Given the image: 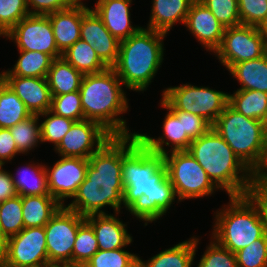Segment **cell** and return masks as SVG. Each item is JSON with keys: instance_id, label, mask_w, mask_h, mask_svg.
Returning a JSON list of instances; mask_svg holds the SVG:
<instances>
[{"instance_id": "cell-16", "label": "cell", "mask_w": 267, "mask_h": 267, "mask_svg": "<svg viewBox=\"0 0 267 267\" xmlns=\"http://www.w3.org/2000/svg\"><path fill=\"white\" fill-rule=\"evenodd\" d=\"M82 2L80 38L95 49L99 58L112 67L118 59L120 41L105 27L96 12Z\"/></svg>"}, {"instance_id": "cell-20", "label": "cell", "mask_w": 267, "mask_h": 267, "mask_svg": "<svg viewBox=\"0 0 267 267\" xmlns=\"http://www.w3.org/2000/svg\"><path fill=\"white\" fill-rule=\"evenodd\" d=\"M118 214H92L85 217L95 232L99 250L125 248L133 242L126 223L117 218Z\"/></svg>"}, {"instance_id": "cell-26", "label": "cell", "mask_w": 267, "mask_h": 267, "mask_svg": "<svg viewBox=\"0 0 267 267\" xmlns=\"http://www.w3.org/2000/svg\"><path fill=\"white\" fill-rule=\"evenodd\" d=\"M62 205L51 195L22 197L24 228L44 227Z\"/></svg>"}, {"instance_id": "cell-11", "label": "cell", "mask_w": 267, "mask_h": 267, "mask_svg": "<svg viewBox=\"0 0 267 267\" xmlns=\"http://www.w3.org/2000/svg\"><path fill=\"white\" fill-rule=\"evenodd\" d=\"M85 216L65 205L44 226L49 265L72 263V253L79 226Z\"/></svg>"}, {"instance_id": "cell-1", "label": "cell", "mask_w": 267, "mask_h": 267, "mask_svg": "<svg viewBox=\"0 0 267 267\" xmlns=\"http://www.w3.org/2000/svg\"><path fill=\"white\" fill-rule=\"evenodd\" d=\"M123 207L144 226L166 215L176 200L163 155L149 150L138 135L123 136Z\"/></svg>"}, {"instance_id": "cell-49", "label": "cell", "mask_w": 267, "mask_h": 267, "mask_svg": "<svg viewBox=\"0 0 267 267\" xmlns=\"http://www.w3.org/2000/svg\"><path fill=\"white\" fill-rule=\"evenodd\" d=\"M254 183L267 185V139L264 158L261 165L254 172Z\"/></svg>"}, {"instance_id": "cell-4", "label": "cell", "mask_w": 267, "mask_h": 267, "mask_svg": "<svg viewBox=\"0 0 267 267\" xmlns=\"http://www.w3.org/2000/svg\"><path fill=\"white\" fill-rule=\"evenodd\" d=\"M187 152L202 166L213 184L225 190L229 197L247 195L254 184V173L213 128L192 140Z\"/></svg>"}, {"instance_id": "cell-31", "label": "cell", "mask_w": 267, "mask_h": 267, "mask_svg": "<svg viewBox=\"0 0 267 267\" xmlns=\"http://www.w3.org/2000/svg\"><path fill=\"white\" fill-rule=\"evenodd\" d=\"M62 57L84 75L99 73L108 68L95 49L81 38L65 50Z\"/></svg>"}, {"instance_id": "cell-21", "label": "cell", "mask_w": 267, "mask_h": 267, "mask_svg": "<svg viewBox=\"0 0 267 267\" xmlns=\"http://www.w3.org/2000/svg\"><path fill=\"white\" fill-rule=\"evenodd\" d=\"M131 4L132 0H98L93 8L107 30L119 41L129 38L141 28L132 25Z\"/></svg>"}, {"instance_id": "cell-22", "label": "cell", "mask_w": 267, "mask_h": 267, "mask_svg": "<svg viewBox=\"0 0 267 267\" xmlns=\"http://www.w3.org/2000/svg\"><path fill=\"white\" fill-rule=\"evenodd\" d=\"M50 19L58 50L63 53L80 39L82 0L69 8L47 15Z\"/></svg>"}, {"instance_id": "cell-36", "label": "cell", "mask_w": 267, "mask_h": 267, "mask_svg": "<svg viewBox=\"0 0 267 267\" xmlns=\"http://www.w3.org/2000/svg\"><path fill=\"white\" fill-rule=\"evenodd\" d=\"M85 265L86 267H138L139 256L123 248L98 250Z\"/></svg>"}, {"instance_id": "cell-34", "label": "cell", "mask_w": 267, "mask_h": 267, "mask_svg": "<svg viewBox=\"0 0 267 267\" xmlns=\"http://www.w3.org/2000/svg\"><path fill=\"white\" fill-rule=\"evenodd\" d=\"M24 228L22 197L17 195L0 203V233L7 239Z\"/></svg>"}, {"instance_id": "cell-10", "label": "cell", "mask_w": 267, "mask_h": 267, "mask_svg": "<svg viewBox=\"0 0 267 267\" xmlns=\"http://www.w3.org/2000/svg\"><path fill=\"white\" fill-rule=\"evenodd\" d=\"M267 53V43L260 27L240 24L225 28L220 47L214 55L228 70L233 64L254 60Z\"/></svg>"}, {"instance_id": "cell-42", "label": "cell", "mask_w": 267, "mask_h": 267, "mask_svg": "<svg viewBox=\"0 0 267 267\" xmlns=\"http://www.w3.org/2000/svg\"><path fill=\"white\" fill-rule=\"evenodd\" d=\"M226 28L241 24L238 0H199Z\"/></svg>"}, {"instance_id": "cell-50", "label": "cell", "mask_w": 267, "mask_h": 267, "mask_svg": "<svg viewBox=\"0 0 267 267\" xmlns=\"http://www.w3.org/2000/svg\"><path fill=\"white\" fill-rule=\"evenodd\" d=\"M5 244L6 239L0 233V265L2 264L5 255Z\"/></svg>"}, {"instance_id": "cell-12", "label": "cell", "mask_w": 267, "mask_h": 267, "mask_svg": "<svg viewBox=\"0 0 267 267\" xmlns=\"http://www.w3.org/2000/svg\"><path fill=\"white\" fill-rule=\"evenodd\" d=\"M49 266L44 227L23 228L6 239L0 267Z\"/></svg>"}, {"instance_id": "cell-24", "label": "cell", "mask_w": 267, "mask_h": 267, "mask_svg": "<svg viewBox=\"0 0 267 267\" xmlns=\"http://www.w3.org/2000/svg\"><path fill=\"white\" fill-rule=\"evenodd\" d=\"M199 240V236L197 238L194 235L188 240L159 252L147 261L139 257L138 267H192Z\"/></svg>"}, {"instance_id": "cell-28", "label": "cell", "mask_w": 267, "mask_h": 267, "mask_svg": "<svg viewBox=\"0 0 267 267\" xmlns=\"http://www.w3.org/2000/svg\"><path fill=\"white\" fill-rule=\"evenodd\" d=\"M10 174L19 196L50 195L45 164L29 163L22 170L20 168L15 174Z\"/></svg>"}, {"instance_id": "cell-40", "label": "cell", "mask_w": 267, "mask_h": 267, "mask_svg": "<svg viewBox=\"0 0 267 267\" xmlns=\"http://www.w3.org/2000/svg\"><path fill=\"white\" fill-rule=\"evenodd\" d=\"M53 113L70 118L74 121L84 120L80 91L52 96L51 109Z\"/></svg>"}, {"instance_id": "cell-51", "label": "cell", "mask_w": 267, "mask_h": 267, "mask_svg": "<svg viewBox=\"0 0 267 267\" xmlns=\"http://www.w3.org/2000/svg\"><path fill=\"white\" fill-rule=\"evenodd\" d=\"M48 267H86L85 264H60V265H49Z\"/></svg>"}, {"instance_id": "cell-15", "label": "cell", "mask_w": 267, "mask_h": 267, "mask_svg": "<svg viewBox=\"0 0 267 267\" xmlns=\"http://www.w3.org/2000/svg\"><path fill=\"white\" fill-rule=\"evenodd\" d=\"M88 164V159L61 156L52 167L45 165L49 194L61 205H66L65 199L73 198L84 181Z\"/></svg>"}, {"instance_id": "cell-47", "label": "cell", "mask_w": 267, "mask_h": 267, "mask_svg": "<svg viewBox=\"0 0 267 267\" xmlns=\"http://www.w3.org/2000/svg\"><path fill=\"white\" fill-rule=\"evenodd\" d=\"M247 195L258 206L263 219L265 233L267 234V185L254 183Z\"/></svg>"}, {"instance_id": "cell-37", "label": "cell", "mask_w": 267, "mask_h": 267, "mask_svg": "<svg viewBox=\"0 0 267 267\" xmlns=\"http://www.w3.org/2000/svg\"><path fill=\"white\" fill-rule=\"evenodd\" d=\"M99 250L95 232L85 220L78 228L72 253V264H86Z\"/></svg>"}, {"instance_id": "cell-7", "label": "cell", "mask_w": 267, "mask_h": 267, "mask_svg": "<svg viewBox=\"0 0 267 267\" xmlns=\"http://www.w3.org/2000/svg\"><path fill=\"white\" fill-rule=\"evenodd\" d=\"M212 128L254 173L264 158L267 124L242 115L228 104Z\"/></svg>"}, {"instance_id": "cell-9", "label": "cell", "mask_w": 267, "mask_h": 267, "mask_svg": "<svg viewBox=\"0 0 267 267\" xmlns=\"http://www.w3.org/2000/svg\"><path fill=\"white\" fill-rule=\"evenodd\" d=\"M163 164L166 166L167 176L174 187L178 202L208 197L219 190L202 166L187 151L168 152L163 156Z\"/></svg>"}, {"instance_id": "cell-29", "label": "cell", "mask_w": 267, "mask_h": 267, "mask_svg": "<svg viewBox=\"0 0 267 267\" xmlns=\"http://www.w3.org/2000/svg\"><path fill=\"white\" fill-rule=\"evenodd\" d=\"M242 115L267 124V93L256 90H236L229 93V103Z\"/></svg>"}, {"instance_id": "cell-30", "label": "cell", "mask_w": 267, "mask_h": 267, "mask_svg": "<svg viewBox=\"0 0 267 267\" xmlns=\"http://www.w3.org/2000/svg\"><path fill=\"white\" fill-rule=\"evenodd\" d=\"M20 56L13 68L0 75L46 78L54 60L49 54L38 51L18 50Z\"/></svg>"}, {"instance_id": "cell-52", "label": "cell", "mask_w": 267, "mask_h": 267, "mask_svg": "<svg viewBox=\"0 0 267 267\" xmlns=\"http://www.w3.org/2000/svg\"><path fill=\"white\" fill-rule=\"evenodd\" d=\"M265 40L267 41V21L260 27Z\"/></svg>"}, {"instance_id": "cell-6", "label": "cell", "mask_w": 267, "mask_h": 267, "mask_svg": "<svg viewBox=\"0 0 267 267\" xmlns=\"http://www.w3.org/2000/svg\"><path fill=\"white\" fill-rule=\"evenodd\" d=\"M229 203L215 214L213 238L220 246L236 253L265 234L256 203L248 196H230Z\"/></svg>"}, {"instance_id": "cell-35", "label": "cell", "mask_w": 267, "mask_h": 267, "mask_svg": "<svg viewBox=\"0 0 267 267\" xmlns=\"http://www.w3.org/2000/svg\"><path fill=\"white\" fill-rule=\"evenodd\" d=\"M38 116L46 117L44 121L40 123L41 142L54 144V149L59 145L62 138L75 122L70 118L57 115L51 110L39 114Z\"/></svg>"}, {"instance_id": "cell-19", "label": "cell", "mask_w": 267, "mask_h": 267, "mask_svg": "<svg viewBox=\"0 0 267 267\" xmlns=\"http://www.w3.org/2000/svg\"><path fill=\"white\" fill-rule=\"evenodd\" d=\"M160 103V106L168 111L162 125L163 135L155 138L138 132L139 140L149 150L163 156L168 152L187 151L192 139L184 132L183 117H178L162 100ZM165 146L171 147L170 150Z\"/></svg>"}, {"instance_id": "cell-53", "label": "cell", "mask_w": 267, "mask_h": 267, "mask_svg": "<svg viewBox=\"0 0 267 267\" xmlns=\"http://www.w3.org/2000/svg\"><path fill=\"white\" fill-rule=\"evenodd\" d=\"M3 165H4V164L0 161V170H2Z\"/></svg>"}, {"instance_id": "cell-44", "label": "cell", "mask_w": 267, "mask_h": 267, "mask_svg": "<svg viewBox=\"0 0 267 267\" xmlns=\"http://www.w3.org/2000/svg\"><path fill=\"white\" fill-rule=\"evenodd\" d=\"M178 117H183L184 132L192 139H197L204 135L212 125L203 117L185 112L173 111Z\"/></svg>"}, {"instance_id": "cell-27", "label": "cell", "mask_w": 267, "mask_h": 267, "mask_svg": "<svg viewBox=\"0 0 267 267\" xmlns=\"http://www.w3.org/2000/svg\"><path fill=\"white\" fill-rule=\"evenodd\" d=\"M83 77V73L60 57L52 61L46 78L52 96H57L79 91Z\"/></svg>"}, {"instance_id": "cell-13", "label": "cell", "mask_w": 267, "mask_h": 267, "mask_svg": "<svg viewBox=\"0 0 267 267\" xmlns=\"http://www.w3.org/2000/svg\"><path fill=\"white\" fill-rule=\"evenodd\" d=\"M4 37L14 41L18 50L43 52L53 59L62 57L47 15L24 17Z\"/></svg>"}, {"instance_id": "cell-17", "label": "cell", "mask_w": 267, "mask_h": 267, "mask_svg": "<svg viewBox=\"0 0 267 267\" xmlns=\"http://www.w3.org/2000/svg\"><path fill=\"white\" fill-rule=\"evenodd\" d=\"M183 26L188 28L206 51L213 54L220 47L226 28L199 0L191 4Z\"/></svg>"}, {"instance_id": "cell-54", "label": "cell", "mask_w": 267, "mask_h": 267, "mask_svg": "<svg viewBox=\"0 0 267 267\" xmlns=\"http://www.w3.org/2000/svg\"><path fill=\"white\" fill-rule=\"evenodd\" d=\"M28 267H48V266H28Z\"/></svg>"}, {"instance_id": "cell-25", "label": "cell", "mask_w": 267, "mask_h": 267, "mask_svg": "<svg viewBox=\"0 0 267 267\" xmlns=\"http://www.w3.org/2000/svg\"><path fill=\"white\" fill-rule=\"evenodd\" d=\"M228 71L241 86L237 90L267 93V53L258 59L233 64Z\"/></svg>"}, {"instance_id": "cell-23", "label": "cell", "mask_w": 267, "mask_h": 267, "mask_svg": "<svg viewBox=\"0 0 267 267\" xmlns=\"http://www.w3.org/2000/svg\"><path fill=\"white\" fill-rule=\"evenodd\" d=\"M195 0H152L148 29L168 34L176 23L184 24Z\"/></svg>"}, {"instance_id": "cell-5", "label": "cell", "mask_w": 267, "mask_h": 267, "mask_svg": "<svg viewBox=\"0 0 267 267\" xmlns=\"http://www.w3.org/2000/svg\"><path fill=\"white\" fill-rule=\"evenodd\" d=\"M165 37L166 33L141 27L120 41L118 59L112 68L126 89L144 92L153 82L164 60Z\"/></svg>"}, {"instance_id": "cell-2", "label": "cell", "mask_w": 267, "mask_h": 267, "mask_svg": "<svg viewBox=\"0 0 267 267\" xmlns=\"http://www.w3.org/2000/svg\"><path fill=\"white\" fill-rule=\"evenodd\" d=\"M88 161L86 177L66 207L85 217L106 214L105 206L120 213L124 194L123 136H113Z\"/></svg>"}, {"instance_id": "cell-45", "label": "cell", "mask_w": 267, "mask_h": 267, "mask_svg": "<svg viewBox=\"0 0 267 267\" xmlns=\"http://www.w3.org/2000/svg\"><path fill=\"white\" fill-rule=\"evenodd\" d=\"M30 15H48L69 8L76 0H25ZM31 6V8H29ZM32 9V10H31Z\"/></svg>"}, {"instance_id": "cell-14", "label": "cell", "mask_w": 267, "mask_h": 267, "mask_svg": "<svg viewBox=\"0 0 267 267\" xmlns=\"http://www.w3.org/2000/svg\"><path fill=\"white\" fill-rule=\"evenodd\" d=\"M113 136L92 120L75 121L70 130L53 149L59 156L88 159Z\"/></svg>"}, {"instance_id": "cell-38", "label": "cell", "mask_w": 267, "mask_h": 267, "mask_svg": "<svg viewBox=\"0 0 267 267\" xmlns=\"http://www.w3.org/2000/svg\"><path fill=\"white\" fill-rule=\"evenodd\" d=\"M238 267H267V234L235 253Z\"/></svg>"}, {"instance_id": "cell-32", "label": "cell", "mask_w": 267, "mask_h": 267, "mask_svg": "<svg viewBox=\"0 0 267 267\" xmlns=\"http://www.w3.org/2000/svg\"><path fill=\"white\" fill-rule=\"evenodd\" d=\"M30 116L25 104L0 78V128L9 129Z\"/></svg>"}, {"instance_id": "cell-39", "label": "cell", "mask_w": 267, "mask_h": 267, "mask_svg": "<svg viewBox=\"0 0 267 267\" xmlns=\"http://www.w3.org/2000/svg\"><path fill=\"white\" fill-rule=\"evenodd\" d=\"M30 15L25 0H0V37Z\"/></svg>"}, {"instance_id": "cell-3", "label": "cell", "mask_w": 267, "mask_h": 267, "mask_svg": "<svg viewBox=\"0 0 267 267\" xmlns=\"http://www.w3.org/2000/svg\"><path fill=\"white\" fill-rule=\"evenodd\" d=\"M79 91L85 119L99 123L112 136L138 133H131L126 120L121 118L130 110L129 100L123 83L112 67L99 73L85 74Z\"/></svg>"}, {"instance_id": "cell-8", "label": "cell", "mask_w": 267, "mask_h": 267, "mask_svg": "<svg viewBox=\"0 0 267 267\" xmlns=\"http://www.w3.org/2000/svg\"><path fill=\"white\" fill-rule=\"evenodd\" d=\"M161 100L172 111H185L203 117L211 125L229 103V93L205 86L181 84L162 91Z\"/></svg>"}, {"instance_id": "cell-46", "label": "cell", "mask_w": 267, "mask_h": 267, "mask_svg": "<svg viewBox=\"0 0 267 267\" xmlns=\"http://www.w3.org/2000/svg\"><path fill=\"white\" fill-rule=\"evenodd\" d=\"M18 154L21 153L17 149L10 129L0 128V161L5 165Z\"/></svg>"}, {"instance_id": "cell-41", "label": "cell", "mask_w": 267, "mask_h": 267, "mask_svg": "<svg viewBox=\"0 0 267 267\" xmlns=\"http://www.w3.org/2000/svg\"><path fill=\"white\" fill-rule=\"evenodd\" d=\"M211 239L197 267H238L235 253L220 246L213 238Z\"/></svg>"}, {"instance_id": "cell-48", "label": "cell", "mask_w": 267, "mask_h": 267, "mask_svg": "<svg viewBox=\"0 0 267 267\" xmlns=\"http://www.w3.org/2000/svg\"><path fill=\"white\" fill-rule=\"evenodd\" d=\"M17 195L10 171L8 172L2 168L0 170V203Z\"/></svg>"}, {"instance_id": "cell-18", "label": "cell", "mask_w": 267, "mask_h": 267, "mask_svg": "<svg viewBox=\"0 0 267 267\" xmlns=\"http://www.w3.org/2000/svg\"><path fill=\"white\" fill-rule=\"evenodd\" d=\"M0 78L25 104L31 115H39L51 109L52 94L47 78L0 75Z\"/></svg>"}, {"instance_id": "cell-33", "label": "cell", "mask_w": 267, "mask_h": 267, "mask_svg": "<svg viewBox=\"0 0 267 267\" xmlns=\"http://www.w3.org/2000/svg\"><path fill=\"white\" fill-rule=\"evenodd\" d=\"M38 115H31L27 119L9 128L21 154L27 155L30 150L38 146L41 142V131Z\"/></svg>"}, {"instance_id": "cell-43", "label": "cell", "mask_w": 267, "mask_h": 267, "mask_svg": "<svg viewBox=\"0 0 267 267\" xmlns=\"http://www.w3.org/2000/svg\"><path fill=\"white\" fill-rule=\"evenodd\" d=\"M241 24L261 27L267 21V0H238Z\"/></svg>"}]
</instances>
